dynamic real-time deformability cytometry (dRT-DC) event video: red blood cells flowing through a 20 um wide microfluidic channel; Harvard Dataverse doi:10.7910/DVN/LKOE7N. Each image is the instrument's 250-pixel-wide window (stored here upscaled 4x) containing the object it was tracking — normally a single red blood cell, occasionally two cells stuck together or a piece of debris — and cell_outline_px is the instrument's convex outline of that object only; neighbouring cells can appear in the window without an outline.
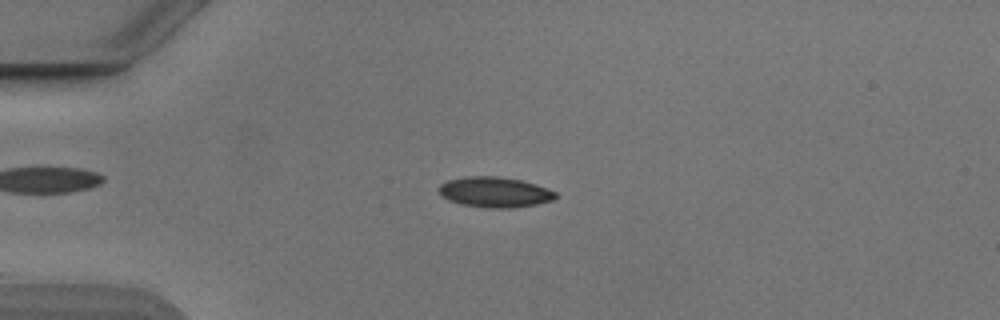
{"species": "Egyptian fruit bat (a non-hibernating species)", "species_latin": "Rousettus aegyptiacus", "temperature_condition": "cold", "stored_images_in_passage": 50, "camera_frame_rate_fps": 3000, "um_per_image_px": 0.085, "animal": {"sex": "male"}, "frame": {"image": 1, "passage_image": 11, "time_ms": 3.333, "image_size_px": [1000, 320], "cell_outline_px": [[556, 196], [552, 200], [536, 204], [512, 208], [484, 208], [460, 204], [448, 200], [440, 196], [436, 192], [436, 188], [440, 184], [448, 180], [464, 176], [496, 176], [520, 180], [536, 184], [556, 192]], "centroid_in_image_um": [41.96, 16.33], "position_along_channel_um": 43.0, "area_um2": 20.92}}
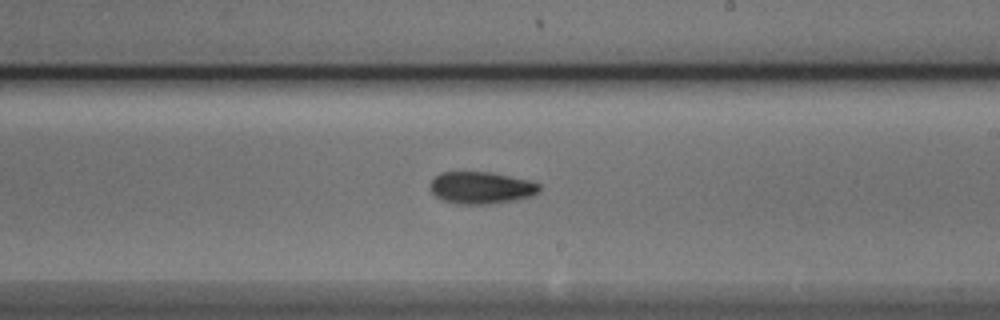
{"frame": {"image": 2, "passage_image": 29, "time_ms": 9.333, "image_size_px": [1000, 320], "cell_outline_px": [[540, 192], [536, 196], [520, 200], [492, 204], [456, 204], [444, 200], [436, 196], [432, 192], [428, 184], [440, 172], [488, 172], [528, 180], [540, 184]], "centroid_in_image_um": [40.94, 15.98], "position_along_channel_um": 248.1, "area_um2": 20.69}}
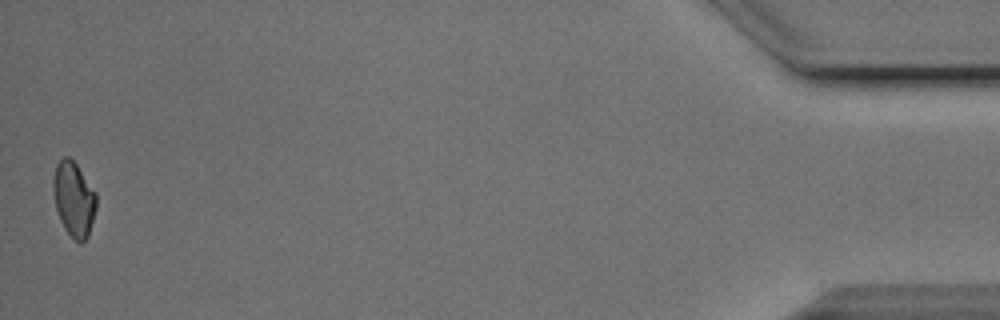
{"frame": {"image": 3, "passage_image": 50, "time_ms": 16.333, "image_size_px": [1000, 320], "cell_outline_px": [[96, 208], [88, 236], [80, 244], [64, 228], [60, 220], [56, 208], [52, 192], [52, 180], [56, 164], [64, 156], [68, 156], [76, 164], [96, 192]], "centroid_in_image_um": [6.26, 16.9], "position_along_channel_um": 428.9, "area_um2": 18.73}, "authors_computed_cell_mechanics": {"area_um2": 19.5942, "velocity_mm_per_s": 3.8853, "shape_relaxation_time_tau1_ms": 3.9875, "shape_relaxation_time_tau2_ms": null, "deformation_change_tau1": 0.1154, "deformation_change_tau2": null}}